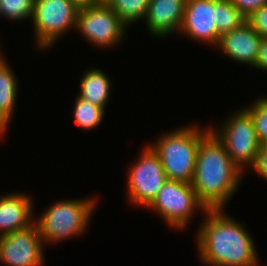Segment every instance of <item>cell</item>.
I'll list each match as a JSON object with an SVG mask.
<instances>
[{"mask_svg":"<svg viewBox=\"0 0 267 266\" xmlns=\"http://www.w3.org/2000/svg\"><path fill=\"white\" fill-rule=\"evenodd\" d=\"M32 198L23 193L0 197V236L28 228L34 223Z\"/></svg>","mask_w":267,"mask_h":266,"instance_id":"cell-14","label":"cell"},{"mask_svg":"<svg viewBox=\"0 0 267 266\" xmlns=\"http://www.w3.org/2000/svg\"><path fill=\"white\" fill-rule=\"evenodd\" d=\"M3 60L0 64V135L9 125L17 100V79L10 66Z\"/></svg>","mask_w":267,"mask_h":266,"instance_id":"cell-15","label":"cell"},{"mask_svg":"<svg viewBox=\"0 0 267 266\" xmlns=\"http://www.w3.org/2000/svg\"><path fill=\"white\" fill-rule=\"evenodd\" d=\"M35 0H0V15L11 20L32 18Z\"/></svg>","mask_w":267,"mask_h":266,"instance_id":"cell-21","label":"cell"},{"mask_svg":"<svg viewBox=\"0 0 267 266\" xmlns=\"http://www.w3.org/2000/svg\"><path fill=\"white\" fill-rule=\"evenodd\" d=\"M205 213L197 233L200 260L209 266H258L254 241L242 224L222 209Z\"/></svg>","mask_w":267,"mask_h":266,"instance_id":"cell-1","label":"cell"},{"mask_svg":"<svg viewBox=\"0 0 267 266\" xmlns=\"http://www.w3.org/2000/svg\"><path fill=\"white\" fill-rule=\"evenodd\" d=\"M187 0H150L145 22L153 35L160 37L179 31Z\"/></svg>","mask_w":267,"mask_h":266,"instance_id":"cell-13","label":"cell"},{"mask_svg":"<svg viewBox=\"0 0 267 266\" xmlns=\"http://www.w3.org/2000/svg\"><path fill=\"white\" fill-rule=\"evenodd\" d=\"M240 13L247 19L256 10L267 4V0H231Z\"/></svg>","mask_w":267,"mask_h":266,"instance_id":"cell-23","label":"cell"},{"mask_svg":"<svg viewBox=\"0 0 267 266\" xmlns=\"http://www.w3.org/2000/svg\"><path fill=\"white\" fill-rule=\"evenodd\" d=\"M146 208L156 211L168 225L178 229L185 228L197 209L207 211L190 183L175 180H166Z\"/></svg>","mask_w":267,"mask_h":266,"instance_id":"cell-6","label":"cell"},{"mask_svg":"<svg viewBox=\"0 0 267 266\" xmlns=\"http://www.w3.org/2000/svg\"><path fill=\"white\" fill-rule=\"evenodd\" d=\"M150 0H111L107 5L127 25L146 18Z\"/></svg>","mask_w":267,"mask_h":266,"instance_id":"cell-18","label":"cell"},{"mask_svg":"<svg viewBox=\"0 0 267 266\" xmlns=\"http://www.w3.org/2000/svg\"><path fill=\"white\" fill-rule=\"evenodd\" d=\"M43 244L35 222L28 228L0 236V262L8 266H41Z\"/></svg>","mask_w":267,"mask_h":266,"instance_id":"cell-10","label":"cell"},{"mask_svg":"<svg viewBox=\"0 0 267 266\" xmlns=\"http://www.w3.org/2000/svg\"><path fill=\"white\" fill-rule=\"evenodd\" d=\"M221 131H210L224 145L233 163L242 171L253 167L261 144L259 143L251 115L242 109L222 124ZM247 164V165H246Z\"/></svg>","mask_w":267,"mask_h":266,"instance_id":"cell-5","label":"cell"},{"mask_svg":"<svg viewBox=\"0 0 267 266\" xmlns=\"http://www.w3.org/2000/svg\"><path fill=\"white\" fill-rule=\"evenodd\" d=\"M254 67L262 71L267 70V38L262 39Z\"/></svg>","mask_w":267,"mask_h":266,"instance_id":"cell-25","label":"cell"},{"mask_svg":"<svg viewBox=\"0 0 267 266\" xmlns=\"http://www.w3.org/2000/svg\"><path fill=\"white\" fill-rule=\"evenodd\" d=\"M252 168L258 175L267 180V144L261 145L255 165Z\"/></svg>","mask_w":267,"mask_h":266,"instance_id":"cell-24","label":"cell"},{"mask_svg":"<svg viewBox=\"0 0 267 266\" xmlns=\"http://www.w3.org/2000/svg\"><path fill=\"white\" fill-rule=\"evenodd\" d=\"M246 20L262 38H267V4L256 10Z\"/></svg>","mask_w":267,"mask_h":266,"instance_id":"cell-22","label":"cell"},{"mask_svg":"<svg viewBox=\"0 0 267 266\" xmlns=\"http://www.w3.org/2000/svg\"><path fill=\"white\" fill-rule=\"evenodd\" d=\"M111 0H94V5L96 4H104L107 5Z\"/></svg>","mask_w":267,"mask_h":266,"instance_id":"cell-27","label":"cell"},{"mask_svg":"<svg viewBox=\"0 0 267 266\" xmlns=\"http://www.w3.org/2000/svg\"><path fill=\"white\" fill-rule=\"evenodd\" d=\"M74 107V120L78 127L84 130L96 128L104 118V109L92 104L79 96L76 98Z\"/></svg>","mask_w":267,"mask_h":266,"instance_id":"cell-19","label":"cell"},{"mask_svg":"<svg viewBox=\"0 0 267 266\" xmlns=\"http://www.w3.org/2000/svg\"><path fill=\"white\" fill-rule=\"evenodd\" d=\"M241 173L224 145L210 131L200 141L191 182L198 200L207 210L223 209L235 193Z\"/></svg>","mask_w":267,"mask_h":266,"instance_id":"cell-2","label":"cell"},{"mask_svg":"<svg viewBox=\"0 0 267 266\" xmlns=\"http://www.w3.org/2000/svg\"><path fill=\"white\" fill-rule=\"evenodd\" d=\"M262 39L246 20L239 27L221 35L217 46L232 60L254 67Z\"/></svg>","mask_w":267,"mask_h":266,"instance_id":"cell-12","label":"cell"},{"mask_svg":"<svg viewBox=\"0 0 267 266\" xmlns=\"http://www.w3.org/2000/svg\"><path fill=\"white\" fill-rule=\"evenodd\" d=\"M80 81V98L104 109L109 99L110 79L100 69L88 70Z\"/></svg>","mask_w":267,"mask_h":266,"instance_id":"cell-16","label":"cell"},{"mask_svg":"<svg viewBox=\"0 0 267 266\" xmlns=\"http://www.w3.org/2000/svg\"><path fill=\"white\" fill-rule=\"evenodd\" d=\"M78 9L71 0H35L32 18L38 46L51 47L68 29H76Z\"/></svg>","mask_w":267,"mask_h":266,"instance_id":"cell-7","label":"cell"},{"mask_svg":"<svg viewBox=\"0 0 267 266\" xmlns=\"http://www.w3.org/2000/svg\"><path fill=\"white\" fill-rule=\"evenodd\" d=\"M126 27L108 5L96 4L78 9L76 28L95 46L106 48L119 43Z\"/></svg>","mask_w":267,"mask_h":266,"instance_id":"cell-9","label":"cell"},{"mask_svg":"<svg viewBox=\"0 0 267 266\" xmlns=\"http://www.w3.org/2000/svg\"><path fill=\"white\" fill-rule=\"evenodd\" d=\"M95 204V198L62 200L53 204L42 217L34 220L43 243L61 241L84 233Z\"/></svg>","mask_w":267,"mask_h":266,"instance_id":"cell-4","label":"cell"},{"mask_svg":"<svg viewBox=\"0 0 267 266\" xmlns=\"http://www.w3.org/2000/svg\"><path fill=\"white\" fill-rule=\"evenodd\" d=\"M253 106L245 108L251 115L257 139L261 145L267 144V97L259 98L253 102Z\"/></svg>","mask_w":267,"mask_h":266,"instance_id":"cell-20","label":"cell"},{"mask_svg":"<svg viewBox=\"0 0 267 266\" xmlns=\"http://www.w3.org/2000/svg\"><path fill=\"white\" fill-rule=\"evenodd\" d=\"M130 169L127 179L130 201L146 208L167 180L160 158L151 146H147Z\"/></svg>","mask_w":267,"mask_h":266,"instance_id":"cell-8","label":"cell"},{"mask_svg":"<svg viewBox=\"0 0 267 266\" xmlns=\"http://www.w3.org/2000/svg\"><path fill=\"white\" fill-rule=\"evenodd\" d=\"M213 0H187L180 31L198 41L218 45Z\"/></svg>","mask_w":267,"mask_h":266,"instance_id":"cell-11","label":"cell"},{"mask_svg":"<svg viewBox=\"0 0 267 266\" xmlns=\"http://www.w3.org/2000/svg\"><path fill=\"white\" fill-rule=\"evenodd\" d=\"M1 54L2 53H0V64L3 62V60H5Z\"/></svg>","mask_w":267,"mask_h":266,"instance_id":"cell-28","label":"cell"},{"mask_svg":"<svg viewBox=\"0 0 267 266\" xmlns=\"http://www.w3.org/2000/svg\"><path fill=\"white\" fill-rule=\"evenodd\" d=\"M210 132L194 126L179 128L163 134L153 150L158 154L164 168L167 180L190 183L193 180L197 152L200 141Z\"/></svg>","mask_w":267,"mask_h":266,"instance_id":"cell-3","label":"cell"},{"mask_svg":"<svg viewBox=\"0 0 267 266\" xmlns=\"http://www.w3.org/2000/svg\"><path fill=\"white\" fill-rule=\"evenodd\" d=\"M213 10H215L216 29L220 36L246 21L231 0H213Z\"/></svg>","mask_w":267,"mask_h":266,"instance_id":"cell-17","label":"cell"},{"mask_svg":"<svg viewBox=\"0 0 267 266\" xmlns=\"http://www.w3.org/2000/svg\"><path fill=\"white\" fill-rule=\"evenodd\" d=\"M71 2L79 9L94 5V0H71Z\"/></svg>","mask_w":267,"mask_h":266,"instance_id":"cell-26","label":"cell"}]
</instances>
